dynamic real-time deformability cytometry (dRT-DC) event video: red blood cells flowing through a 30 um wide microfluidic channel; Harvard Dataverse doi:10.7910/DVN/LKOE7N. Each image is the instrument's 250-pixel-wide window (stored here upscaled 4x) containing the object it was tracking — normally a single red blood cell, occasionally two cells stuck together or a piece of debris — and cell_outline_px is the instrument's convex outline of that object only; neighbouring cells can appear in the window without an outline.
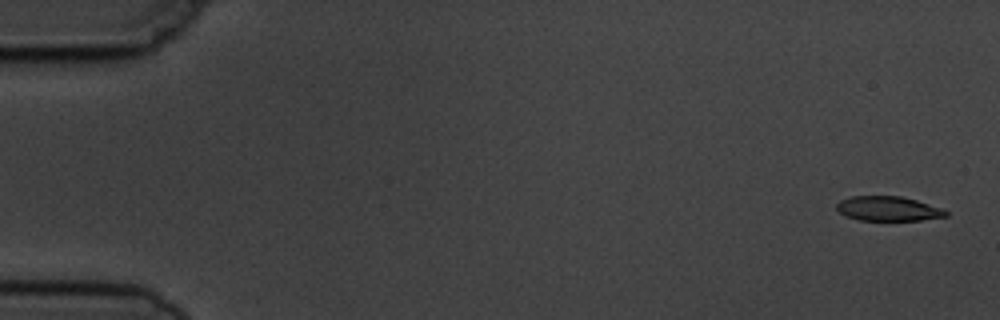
{"species": "common noctule bat (a hibernating species)", "species_latin": "Nyctalus noctula", "temperature_condition": "cold", "stored_images_in_passage": 6, "segment_of_instrument_passage": [1, 2], "camera_frame_rate_fps": 3000, "um_per_image_px": 0.085, "animal": {"sex": "male", "body_mass_g": 19.5, "forearm_length_mm": 54.6}, "frame": {"image": 1, "passage_image": 1, "time_ms": 0.0, "image_size_px": [1000, 320], "cell_outline_px": [[948, 216], [920, 220], [860, 220], [844, 216], [836, 208], [836, 204], [840, 200], [852, 196], [900, 196], [916, 200], [944, 208], [948, 212]], "centroid_in_image_um": [75.5, 17.73], "position_along_channel_um": 9.5, "area_um2": 15.72}}
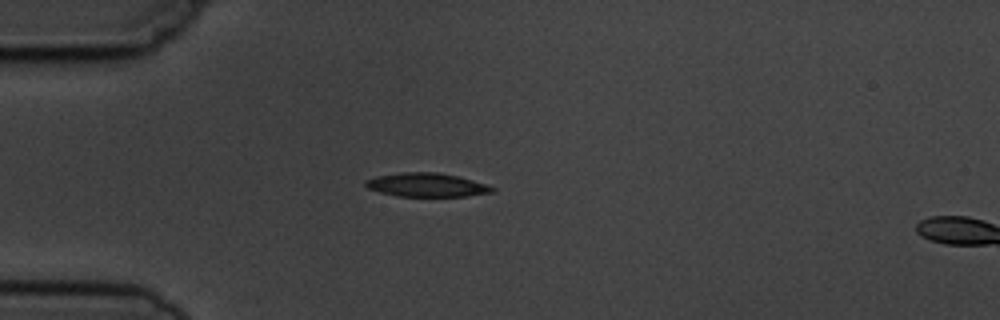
{"frame": {"image": 2, "passage_image": 5, "time_ms": 4.333, "image_size_px": [1000, 320], "cell_outline_px": [[496, 192], [468, 196], [396, 196], [380, 192], [368, 188], [364, 184], [364, 180], [376, 176], [400, 172], [440, 172], [460, 176], [496, 188]], "centroid_in_image_um": [36.27, 15.71], "position_along_channel_um": 48.7, "area_um2": 17.69}}